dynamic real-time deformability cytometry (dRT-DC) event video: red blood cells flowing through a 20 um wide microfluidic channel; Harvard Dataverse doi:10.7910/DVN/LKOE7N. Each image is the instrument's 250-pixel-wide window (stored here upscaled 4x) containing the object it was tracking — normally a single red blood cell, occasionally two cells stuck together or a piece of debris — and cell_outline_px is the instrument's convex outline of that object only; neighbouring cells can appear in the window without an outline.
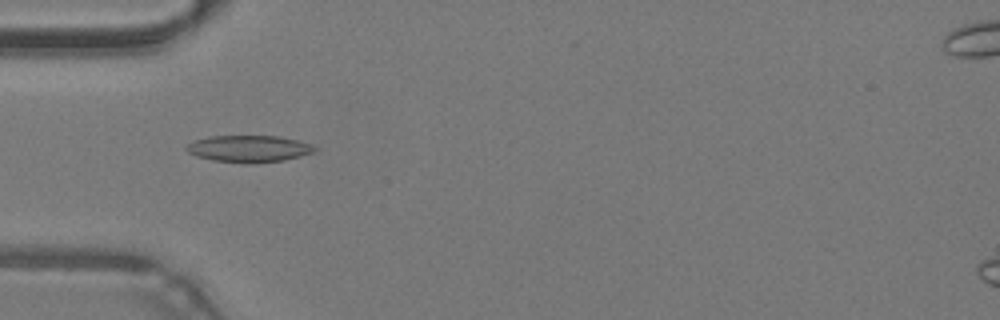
{"species": "common noctule bat (a hibernating species)", "species_latin": "Nyctalus noctula", "temperature_condition": "warm", "stored_images_in_passage": 46, "camera_frame_rate_fps": 3000, "um_per_image_px": 0.085, "animal": {"sex": "male", "body_mass_g": 19.2, "forearm_length_mm": 51.8}, "frame": {"image": 1, "passage_image": 14, "time_ms": 4.333, "image_size_px": [1000, 320], "cell_outline_px": [[316, 148], [312, 152], [300, 156], [284, 160], [252, 164], [244, 164], [212, 160], [196, 156], [188, 152], [184, 148], [188, 144], [196, 140], [208, 136], [280, 136], [312, 144]], "centroid_in_image_um": [21.13, 12.65], "position_along_channel_um": 63.9, "area_um2": 20.11}}
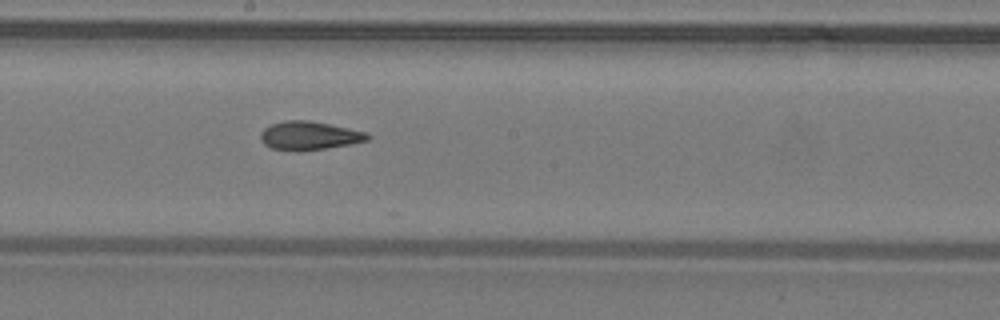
{"frame": {"image": 2, "passage_image": 25, "time_ms": 8.0, "image_size_px": [1000, 320], "cell_outline_px": [[372, 136], [368, 140], [352, 144], [324, 148], [272, 148], [264, 144], [260, 140], [260, 132], [264, 128], [272, 124], [284, 120], [308, 120], [368, 132]], "centroid_in_image_um": [26.32, 11.48], "position_along_channel_um": 221.9, "area_um2": 17.17}}
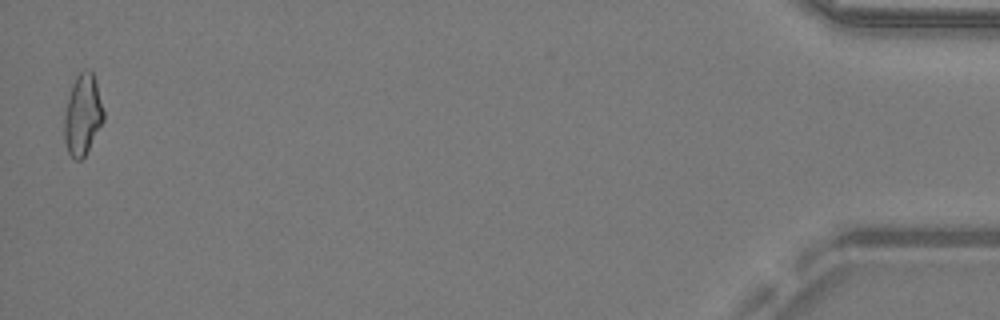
{"frame": {"image": 3, "passage_image": 46, "time_ms": 15.0, "image_size_px": [1000, 320], "cell_outline_px": [[104, 120], [84, 156], [80, 160], [72, 160], [68, 152], [64, 140], [64, 116], [68, 96], [72, 84], [76, 76], [84, 68], [88, 68], [92, 72], [96, 84], [104, 112]], "centroid_in_image_um": [7.0, 9.76], "position_along_channel_um": 428.2, "area_um2": 18.44}, "authors_computed_cell_mechanics": {"area_um2": 18.0047, "velocity_mm_per_s": 4.314, "shape_relaxation_time_tau1_ms": null, "shape_relaxation_time_tau2_ms": 2.6639, "deformation_change_tau1": null, "deformation_change_tau2": 0.1105}}